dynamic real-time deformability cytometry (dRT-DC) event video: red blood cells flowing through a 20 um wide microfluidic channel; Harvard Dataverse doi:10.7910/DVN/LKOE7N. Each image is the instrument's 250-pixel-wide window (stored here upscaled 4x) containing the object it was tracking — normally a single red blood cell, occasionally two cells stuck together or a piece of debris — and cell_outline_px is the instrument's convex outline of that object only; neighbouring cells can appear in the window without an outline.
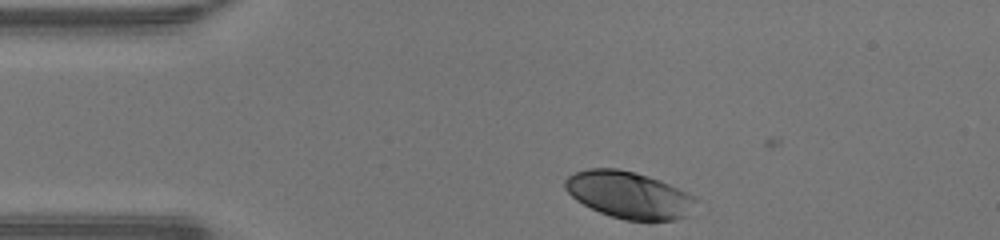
{"species": "human", "species_latin": "Homo sapiens", "temperature_condition": "warm", "stored_images_in_passage": 30, "camera_frame_rate_fps": 3000, "um_per_image_px": 0.085, "donor": {"sex": "male"}, "frame": {"image": 1, "passage_image": 1, "time_ms": 0.0, "image_size_px": [1000, 240], "cell_outline_px": [[696, 200], [688, 216], [676, 220], [624, 220], [600, 212], [576, 200], [564, 188], [564, 180], [568, 176], [576, 172], [588, 168], [616, 168], [636, 172], [660, 180], [688, 192]], "centroid_in_image_um": [53.45, 16.56], "position_along_channel_um": 31.6, "area_um2": 35.6}}
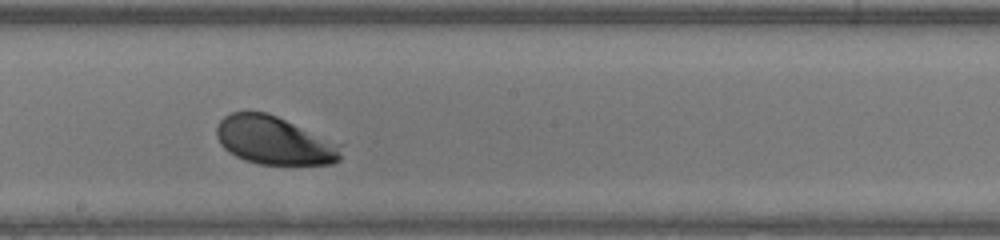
{"frame": {"image": 2, "passage_image": 18, "time_ms": 5.667, "image_size_px": [1000, 240], "cell_outline_px": [[344, 144], [340, 160], [332, 164], [256, 164], [244, 160], [228, 152], [220, 144], [216, 136], [216, 128], [220, 120], [224, 116], [232, 112], [268, 112]], "centroid_in_image_um": [23.35, 11.94], "position_along_channel_um": 224.8, "area_um2": 35.49}}
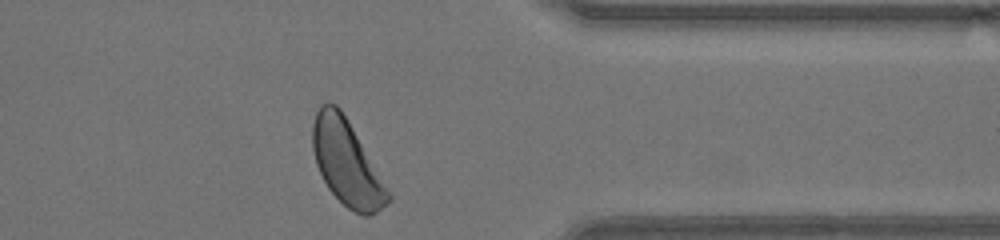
{"frame": {"image": 3, "passage_image": 30, "time_ms": 9.667, "image_size_px": [1000, 240], "cell_outline_px": [[392, 200], [372, 216], [364, 216], [348, 208], [328, 188], [316, 164], [312, 148], [312, 124], [316, 112], [320, 104], [328, 100], [336, 104], [340, 108], [392, 192]], "centroid_in_image_um": [29.49, 13.84], "position_along_channel_um": 381.9, "area_um2": 37.69}, "authors_computed_cell_mechanics": {"area_um2": 35.6626, "velocity_mm_per_s": 4.2696, "shape_relaxation_time_tau1_ms": 0.9228, "shape_relaxation_time_tau2_ms": null, "deformation_change_tau1": 0.0881, "deformation_change_tau2": null}}